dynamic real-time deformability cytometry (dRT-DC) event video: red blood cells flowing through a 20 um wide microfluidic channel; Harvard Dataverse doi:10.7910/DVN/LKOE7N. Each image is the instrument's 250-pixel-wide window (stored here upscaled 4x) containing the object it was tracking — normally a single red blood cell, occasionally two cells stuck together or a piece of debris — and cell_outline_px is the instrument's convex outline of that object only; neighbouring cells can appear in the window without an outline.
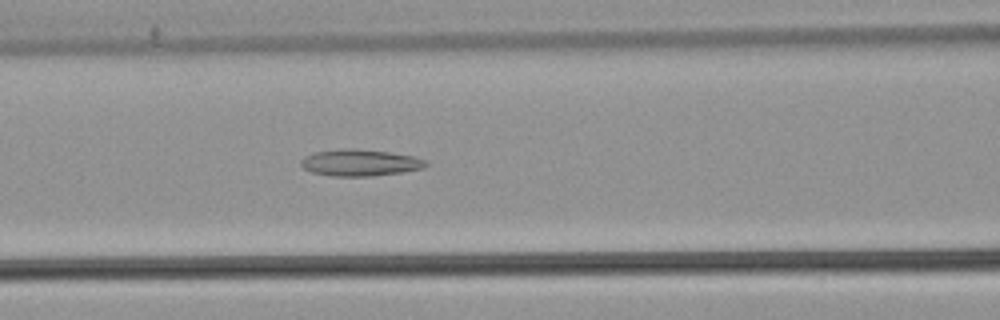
{"species": "common noctule bat (a hibernating species)", "species_latin": "Nyctalus noctula", "temperature_condition": "warm", "stored_images_in_passage": 34, "camera_frame_rate_fps": 3000, "um_per_image_px": 0.085, "animal": {"sex": "male", "body_mass_g": 21.5, "forearm_length_mm": 52.0}, "frame": {"image": 1, "passage_image": 10, "time_ms": 3.0, "image_size_px": [1000, 320], "cell_outline_px": [[428, 164], [424, 168], [400, 172], [372, 176], [332, 176], [312, 172], [304, 168], [300, 164], [300, 160], [304, 156], [316, 152], [340, 148], [352, 148], [388, 152], [412, 156], [424, 160]], "centroid_in_image_um": [30.56, 13.82], "position_along_channel_um": 136.0, "area_um2": 19.25}}
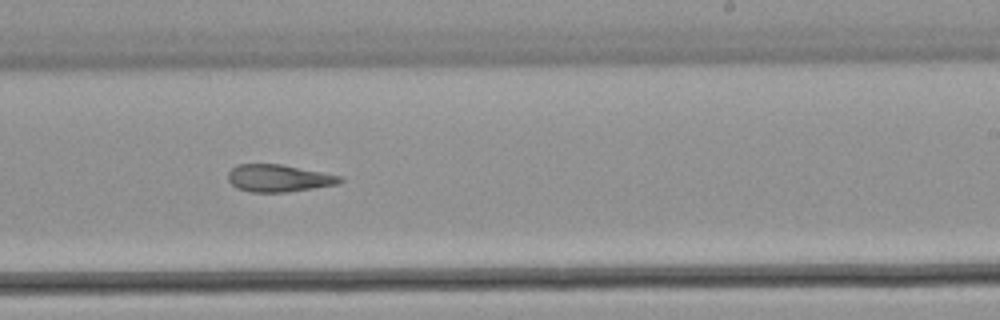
{"frame": {"image": 2, "passage_image": 20, "time_ms": 6.333, "image_size_px": [1000, 320], "cell_outline_px": [[344, 180], [340, 184], [288, 192], [252, 192], [236, 188], [228, 180], [228, 172], [236, 164], [280, 164], [340, 176]], "centroid_in_image_um": [23.67, 15.15], "position_along_channel_um": 265.3, "area_um2": 17.74}}
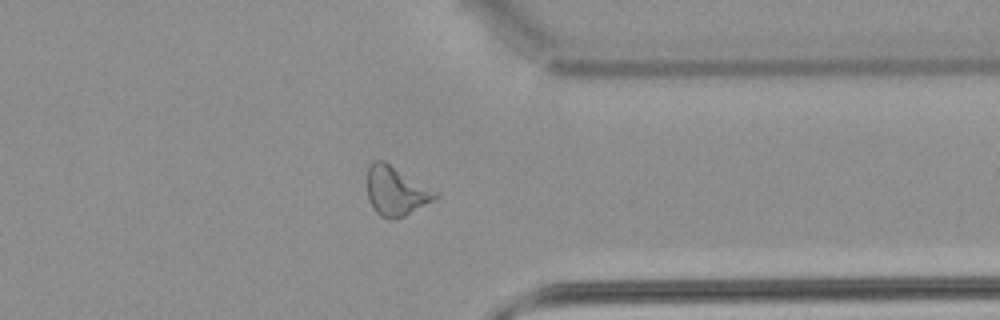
{"frame": {"image": 3, "passage_image": 29, "time_ms": 9.333, "image_size_px": [1000, 320], "cell_outline_px": [[440, 196], [404, 216], [392, 220], [388, 220], [380, 216], [376, 212], [368, 200], [368, 168], [372, 160], [384, 160], [440, 192]], "centroid_in_image_um": [33.67, 16.23], "position_along_channel_um": 377.7, "area_um2": 19.71}}